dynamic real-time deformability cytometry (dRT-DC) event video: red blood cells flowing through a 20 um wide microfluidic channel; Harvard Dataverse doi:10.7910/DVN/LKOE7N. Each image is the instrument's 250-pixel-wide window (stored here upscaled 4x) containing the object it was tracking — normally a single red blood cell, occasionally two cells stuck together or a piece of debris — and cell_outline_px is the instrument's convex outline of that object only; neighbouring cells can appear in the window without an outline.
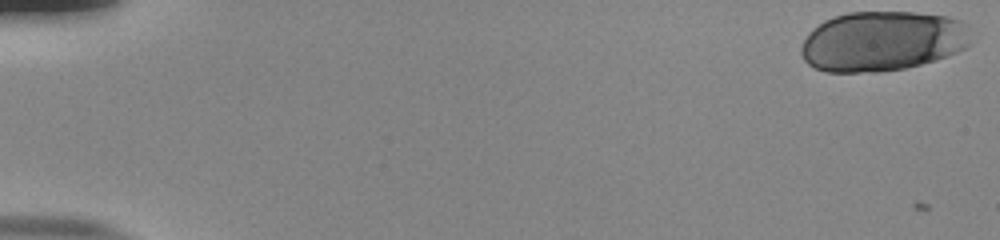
{"species": "human", "species_latin": "Homo sapiens", "temperature_condition": "room temperature", "stored_images_in_passage": 54, "camera_frame_rate_fps": 3000, "um_per_image_px": 0.085, "donor": {"sex": "male"}, "frame": {"image": 1, "passage_image": 1, "time_ms": 0.0, "image_size_px": [1000, 240], "cell_outline_px": [[972, 44], [956, 52], [936, 60], [904, 68], [880, 72], [824, 72], [808, 64], [804, 60], [800, 52], [800, 48], [808, 32], [824, 20], [848, 12], [916, 12], [948, 16], [960, 20], [968, 24]], "centroid_in_image_um": [75.02, 3.49], "position_along_channel_um": 10.0, "area_um2": 59.94}}
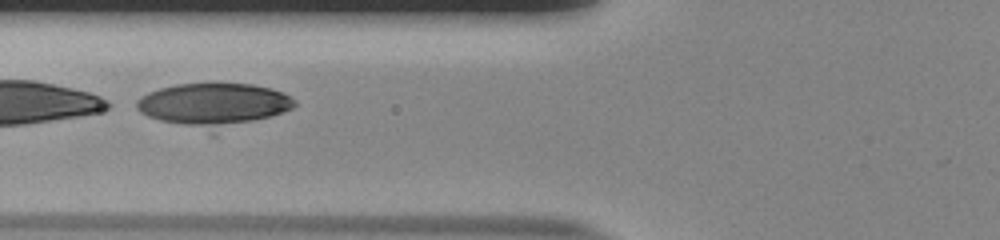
{"frame": {"image": 2, "passage_image": 23, "time_ms": 7.333, "image_size_px": [1000, 240], "cell_outline_px": [[296, 104], [292, 108], [272, 116], [216, 136], [212, 136], [160, 120], [148, 116], [140, 112], [136, 108], [136, 100], [140, 96], [148, 92], [160, 88], [176, 84], [252, 84], [272, 88], [284, 92], [296, 100]], "centroid_in_image_um": [18.17, 8.99], "position_along_channel_um": 107.6, "area_um2": 41.56}}
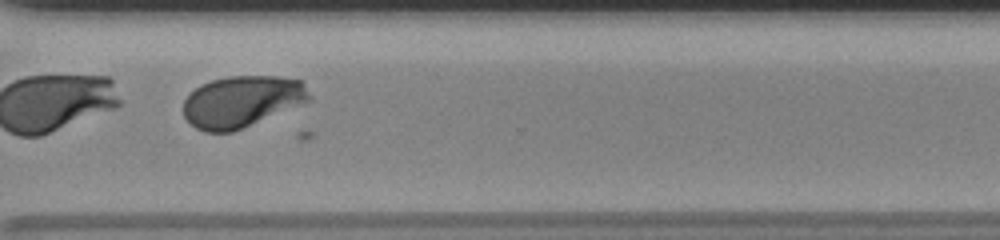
{"frame": {"image": 3, "passage_image": 42, "time_ms": 13.667, "image_size_px": [1000, 240], "cell_outline_px": [[312, 100], [232, 132], [204, 132], [196, 128], [184, 116], [184, 100], [200, 84], [212, 80], [228, 76], [276, 76], [304, 80], [312, 96]], "centroid_in_image_um": [20.6, 8.61], "position_along_channel_um": 350.0, "area_um2": 37.86}}